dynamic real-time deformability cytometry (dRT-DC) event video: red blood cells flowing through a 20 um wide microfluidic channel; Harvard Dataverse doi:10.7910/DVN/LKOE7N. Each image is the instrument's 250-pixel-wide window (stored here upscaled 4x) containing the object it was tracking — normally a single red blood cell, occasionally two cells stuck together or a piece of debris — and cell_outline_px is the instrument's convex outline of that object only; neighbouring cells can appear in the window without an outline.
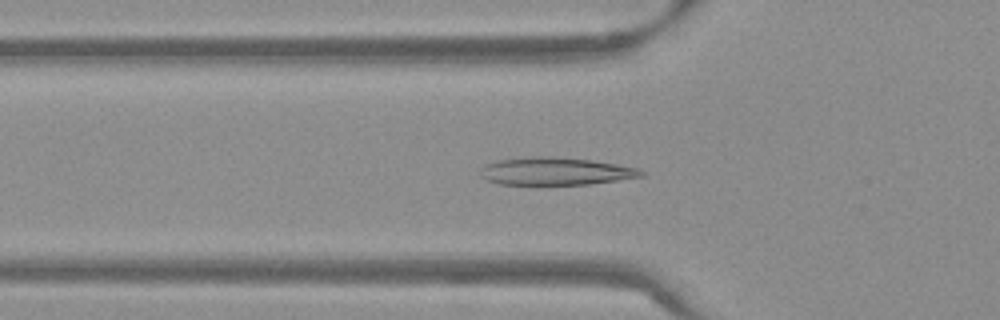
{"species": "Egyptian fruit bat (a non-hibernating species)", "species_latin": "Rousettus aegyptiacus", "temperature_condition": "warm", "stored_images_in_passage": 53, "camera_frame_rate_fps": 3000, "um_per_image_px": 0.085, "frame": {"image": 1, "passage_image": 18, "time_ms": 5.667, "image_size_px": [1000, 320], "cell_outline_px": [[644, 176], [588, 184], [500, 184], [488, 180], [480, 176], [480, 168], [484, 164], [496, 160], [532, 156], [548, 156], [592, 160], [616, 164], [636, 168], [644, 172]], "centroid_in_image_um": [47.16, 14.54], "position_along_channel_um": 78.6, "area_um2": 25.78}}
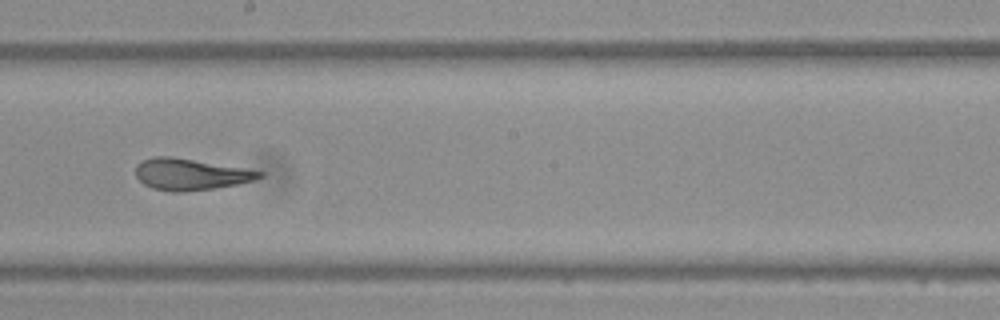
{"frame": {"image": 2, "passage_image": 30, "time_ms": 9.667, "image_size_px": [1000, 320], "cell_outline_px": [[264, 176], [252, 180], [236, 184], [212, 188], [184, 192], [172, 192], [152, 188], [144, 184], [136, 176], [136, 164], [152, 156], [172, 156], [264, 172]], "centroid_in_image_um": [16.13, 14.81], "position_along_channel_um": 232.1, "area_um2": 22.37}}
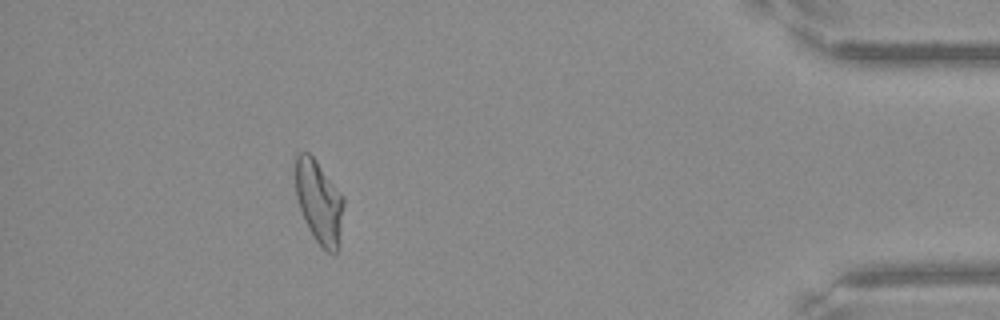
{"frame": {"image": 3, "passage_image": 48, "time_ms": 15.667, "image_size_px": [1000, 320], "cell_outline_px": [[344, 204], [336, 252], [328, 252], [316, 240], [308, 228], [300, 208], [296, 196], [296, 152], [308, 152], [316, 160], [344, 196]], "centroid_in_image_um": [27.11, 17.1], "position_along_channel_um": 408.1, "area_um2": 22.83}, "authors_computed_cell_mechanics": {"area_um2": 24.0448, "velocity_mm_per_s": 3.8104, "shape_relaxation_time_tau1_ms": 7.6434, "shape_relaxation_time_tau2_ms": 1.1605, "deformation_change_tau1": 0.2518, "deformation_change_tau2": 0.0806}}